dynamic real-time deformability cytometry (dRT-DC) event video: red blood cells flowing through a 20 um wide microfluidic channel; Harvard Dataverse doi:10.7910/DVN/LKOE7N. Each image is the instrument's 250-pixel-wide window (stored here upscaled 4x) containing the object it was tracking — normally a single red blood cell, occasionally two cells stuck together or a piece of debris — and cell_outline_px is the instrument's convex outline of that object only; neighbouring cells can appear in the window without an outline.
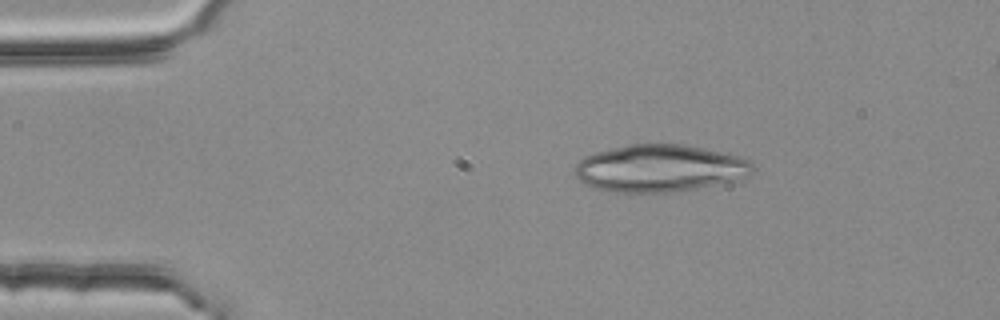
{"species": "common noctule bat (a hibernating species)", "species_latin": "Nyctalus noctula", "temperature_condition": "room temperature", "stored_images_in_passage": 2, "camera_frame_rate_fps": 3000, "um_per_image_px": 0.085, "animal": {"sex": "female", "body_mass_g": 25.1}, "frame": {"image": 1, "passage_image": 1, "time_ms": 0.0, "image_size_px": [1000, 320], "cell_outline_px": [[756, 164], [748, 176], [736, 180], [720, 184], [696, 188], [668, 192], [632, 196], [592, 188], [584, 184], [572, 172], [576, 164], [584, 156], [596, 152], [628, 144], [684, 144], [720, 152], [736, 156], [748, 160]], "centroid_in_image_um": [56.0, 14.34], "position_along_channel_um": 29.0, "area_um2": 49.82}}